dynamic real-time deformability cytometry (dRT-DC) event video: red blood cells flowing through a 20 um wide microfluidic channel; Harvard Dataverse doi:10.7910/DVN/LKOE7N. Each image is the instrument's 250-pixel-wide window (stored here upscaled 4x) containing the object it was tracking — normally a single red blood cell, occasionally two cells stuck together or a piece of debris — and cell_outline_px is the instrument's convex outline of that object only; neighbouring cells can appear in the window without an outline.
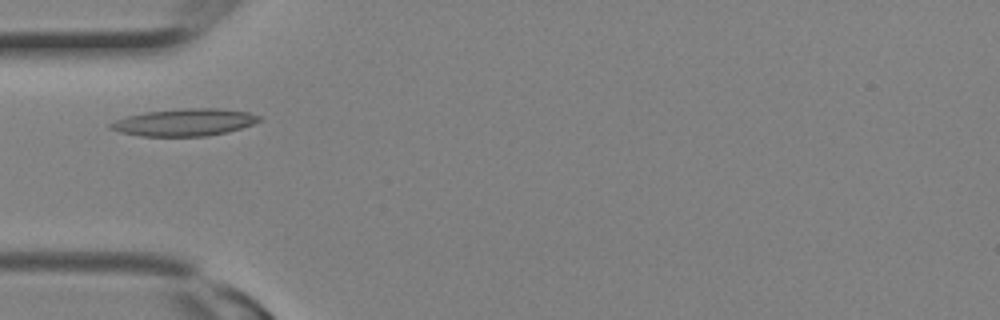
{"species": "Egyptian fruit bat (a non-hibernating species)", "species_latin": "Rousettus aegyptiacus", "temperature_condition": "room temperature", "stored_images_in_passage": 1, "camera_frame_rate_fps": 3000, "um_per_image_px": 0.085, "animal": {"sex": "female"}, "frame": {"image": 1, "passage_image": 1, "time_ms": 0.0, "image_size_px": [1000, 320], "cell_outline_px": [[264, 116], [260, 120], [252, 124], [240, 128], [224, 132], [204, 136], [140, 136], [120, 132], [108, 128], [108, 124], [116, 120], [128, 116], [144, 112], [184, 108], [220, 108], [248, 112]], "centroid_in_image_um": [15.67, 10.39], "position_along_channel_um": 69.3, "area_um2": 23.52}}